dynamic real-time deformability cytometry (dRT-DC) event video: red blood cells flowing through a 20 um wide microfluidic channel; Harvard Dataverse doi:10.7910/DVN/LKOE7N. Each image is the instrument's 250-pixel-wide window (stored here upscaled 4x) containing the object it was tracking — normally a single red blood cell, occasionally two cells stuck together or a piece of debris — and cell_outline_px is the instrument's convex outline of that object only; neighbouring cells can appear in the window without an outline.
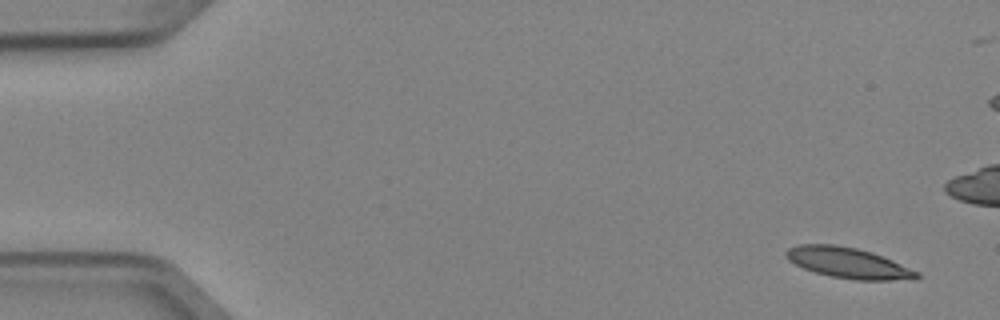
{"species": "Egyptian fruit bat (a non-hibernating species)", "species_latin": "Rousettus aegyptiacus", "temperature_condition": "cold", "stored_images_in_passage": 6, "camera_frame_rate_fps": 3000, "um_per_image_px": 0.085, "animal": {"sex": "female"}, "frame": {"image": 1, "passage_image": 1, "time_ms": 0.0, "image_size_px": [1000, 320], "cell_outline_px": [[920, 276], [916, 280], [856, 280], [832, 276], [816, 272], [804, 268], [788, 260], [784, 256], [784, 252], [788, 248], [800, 244], [832, 244], [856, 248], [872, 252], [892, 260], [920, 272]], "centroid_in_image_um": [72.12, 22.35], "position_along_channel_um": 12.9, "area_um2": 23.35}}